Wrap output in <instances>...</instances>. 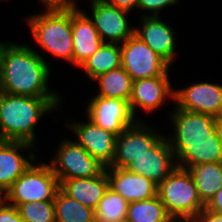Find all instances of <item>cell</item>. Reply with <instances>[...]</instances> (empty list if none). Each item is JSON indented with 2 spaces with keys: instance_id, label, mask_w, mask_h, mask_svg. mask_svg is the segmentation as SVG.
<instances>
[{
  "instance_id": "obj_25",
  "label": "cell",
  "mask_w": 222,
  "mask_h": 222,
  "mask_svg": "<svg viewBox=\"0 0 222 222\" xmlns=\"http://www.w3.org/2000/svg\"><path fill=\"white\" fill-rule=\"evenodd\" d=\"M56 222H96L95 210L58 190L55 199Z\"/></svg>"
},
{
  "instance_id": "obj_23",
  "label": "cell",
  "mask_w": 222,
  "mask_h": 222,
  "mask_svg": "<svg viewBox=\"0 0 222 222\" xmlns=\"http://www.w3.org/2000/svg\"><path fill=\"white\" fill-rule=\"evenodd\" d=\"M201 201L207 205L222 187V162L198 164L188 168Z\"/></svg>"
},
{
  "instance_id": "obj_19",
  "label": "cell",
  "mask_w": 222,
  "mask_h": 222,
  "mask_svg": "<svg viewBox=\"0 0 222 222\" xmlns=\"http://www.w3.org/2000/svg\"><path fill=\"white\" fill-rule=\"evenodd\" d=\"M85 12L80 8L72 9L73 65L78 68L104 43Z\"/></svg>"
},
{
  "instance_id": "obj_5",
  "label": "cell",
  "mask_w": 222,
  "mask_h": 222,
  "mask_svg": "<svg viewBox=\"0 0 222 222\" xmlns=\"http://www.w3.org/2000/svg\"><path fill=\"white\" fill-rule=\"evenodd\" d=\"M39 162V163H38ZM38 163V164H36ZM60 182L49 163L35 160L2 197L8 204L54 201Z\"/></svg>"
},
{
  "instance_id": "obj_26",
  "label": "cell",
  "mask_w": 222,
  "mask_h": 222,
  "mask_svg": "<svg viewBox=\"0 0 222 222\" xmlns=\"http://www.w3.org/2000/svg\"><path fill=\"white\" fill-rule=\"evenodd\" d=\"M126 222H174L157 196L138 202H130Z\"/></svg>"
},
{
  "instance_id": "obj_24",
  "label": "cell",
  "mask_w": 222,
  "mask_h": 222,
  "mask_svg": "<svg viewBox=\"0 0 222 222\" xmlns=\"http://www.w3.org/2000/svg\"><path fill=\"white\" fill-rule=\"evenodd\" d=\"M93 81L97 83V88H99L97 96L122 99L129 102L133 81L122 66L101 74Z\"/></svg>"
},
{
  "instance_id": "obj_20",
  "label": "cell",
  "mask_w": 222,
  "mask_h": 222,
  "mask_svg": "<svg viewBox=\"0 0 222 222\" xmlns=\"http://www.w3.org/2000/svg\"><path fill=\"white\" fill-rule=\"evenodd\" d=\"M109 187L125 200L138 202L157 196L158 185L143 175L129 172L125 168L105 167Z\"/></svg>"
},
{
  "instance_id": "obj_32",
  "label": "cell",
  "mask_w": 222,
  "mask_h": 222,
  "mask_svg": "<svg viewBox=\"0 0 222 222\" xmlns=\"http://www.w3.org/2000/svg\"><path fill=\"white\" fill-rule=\"evenodd\" d=\"M192 222H222V214L204 208Z\"/></svg>"
},
{
  "instance_id": "obj_1",
  "label": "cell",
  "mask_w": 222,
  "mask_h": 222,
  "mask_svg": "<svg viewBox=\"0 0 222 222\" xmlns=\"http://www.w3.org/2000/svg\"><path fill=\"white\" fill-rule=\"evenodd\" d=\"M39 52L23 43L0 42V92L32 97H62L50 90L51 68Z\"/></svg>"
},
{
  "instance_id": "obj_35",
  "label": "cell",
  "mask_w": 222,
  "mask_h": 222,
  "mask_svg": "<svg viewBox=\"0 0 222 222\" xmlns=\"http://www.w3.org/2000/svg\"><path fill=\"white\" fill-rule=\"evenodd\" d=\"M216 127L219 134V137L222 140V114L218 117H215Z\"/></svg>"
},
{
  "instance_id": "obj_9",
  "label": "cell",
  "mask_w": 222,
  "mask_h": 222,
  "mask_svg": "<svg viewBox=\"0 0 222 222\" xmlns=\"http://www.w3.org/2000/svg\"><path fill=\"white\" fill-rule=\"evenodd\" d=\"M86 118L106 131L118 136L139 119L134 116L126 100L95 95L86 105Z\"/></svg>"
},
{
  "instance_id": "obj_7",
  "label": "cell",
  "mask_w": 222,
  "mask_h": 222,
  "mask_svg": "<svg viewBox=\"0 0 222 222\" xmlns=\"http://www.w3.org/2000/svg\"><path fill=\"white\" fill-rule=\"evenodd\" d=\"M120 46L121 66L132 81L169 74L171 66L135 34Z\"/></svg>"
},
{
  "instance_id": "obj_18",
  "label": "cell",
  "mask_w": 222,
  "mask_h": 222,
  "mask_svg": "<svg viewBox=\"0 0 222 222\" xmlns=\"http://www.w3.org/2000/svg\"><path fill=\"white\" fill-rule=\"evenodd\" d=\"M168 142L179 168L222 162V140L219 136H213V140Z\"/></svg>"
},
{
  "instance_id": "obj_12",
  "label": "cell",
  "mask_w": 222,
  "mask_h": 222,
  "mask_svg": "<svg viewBox=\"0 0 222 222\" xmlns=\"http://www.w3.org/2000/svg\"><path fill=\"white\" fill-rule=\"evenodd\" d=\"M174 102L181 110L218 117L222 114V85L198 82L174 89Z\"/></svg>"
},
{
  "instance_id": "obj_4",
  "label": "cell",
  "mask_w": 222,
  "mask_h": 222,
  "mask_svg": "<svg viewBox=\"0 0 222 222\" xmlns=\"http://www.w3.org/2000/svg\"><path fill=\"white\" fill-rule=\"evenodd\" d=\"M157 195L174 222H192L206 207L188 169L176 167L158 185Z\"/></svg>"
},
{
  "instance_id": "obj_2",
  "label": "cell",
  "mask_w": 222,
  "mask_h": 222,
  "mask_svg": "<svg viewBox=\"0 0 222 222\" xmlns=\"http://www.w3.org/2000/svg\"><path fill=\"white\" fill-rule=\"evenodd\" d=\"M62 97H32L0 92V132L5 141L35 146V128L46 113L61 106Z\"/></svg>"
},
{
  "instance_id": "obj_10",
  "label": "cell",
  "mask_w": 222,
  "mask_h": 222,
  "mask_svg": "<svg viewBox=\"0 0 222 222\" xmlns=\"http://www.w3.org/2000/svg\"><path fill=\"white\" fill-rule=\"evenodd\" d=\"M92 16L100 38L104 43L122 44L134 34L135 28L130 26V12L115 7L105 0H90Z\"/></svg>"
},
{
  "instance_id": "obj_15",
  "label": "cell",
  "mask_w": 222,
  "mask_h": 222,
  "mask_svg": "<svg viewBox=\"0 0 222 222\" xmlns=\"http://www.w3.org/2000/svg\"><path fill=\"white\" fill-rule=\"evenodd\" d=\"M169 117L174 133L172 137L166 135L168 141L213 140V136H219L213 116L181 110L175 106Z\"/></svg>"
},
{
  "instance_id": "obj_11",
  "label": "cell",
  "mask_w": 222,
  "mask_h": 222,
  "mask_svg": "<svg viewBox=\"0 0 222 222\" xmlns=\"http://www.w3.org/2000/svg\"><path fill=\"white\" fill-rule=\"evenodd\" d=\"M69 121L70 123L68 122L64 125L76 135V140L74 141L84 147L102 165L105 167L110 166L115 157L117 136L99 127L88 118H86L87 122Z\"/></svg>"
},
{
  "instance_id": "obj_22",
  "label": "cell",
  "mask_w": 222,
  "mask_h": 222,
  "mask_svg": "<svg viewBox=\"0 0 222 222\" xmlns=\"http://www.w3.org/2000/svg\"><path fill=\"white\" fill-rule=\"evenodd\" d=\"M88 80L110 70L121 67V46L116 43H103L101 47L80 66Z\"/></svg>"
},
{
  "instance_id": "obj_29",
  "label": "cell",
  "mask_w": 222,
  "mask_h": 222,
  "mask_svg": "<svg viewBox=\"0 0 222 222\" xmlns=\"http://www.w3.org/2000/svg\"><path fill=\"white\" fill-rule=\"evenodd\" d=\"M179 0H140L139 4L137 6V9H140L142 11H146L145 14H142V16H160L159 12L167 7H170L171 5L175 6L178 5ZM150 13V14H149Z\"/></svg>"
},
{
  "instance_id": "obj_13",
  "label": "cell",
  "mask_w": 222,
  "mask_h": 222,
  "mask_svg": "<svg viewBox=\"0 0 222 222\" xmlns=\"http://www.w3.org/2000/svg\"><path fill=\"white\" fill-rule=\"evenodd\" d=\"M35 148L36 146L34 147L30 143L19 141H4L0 145V195L2 197L28 167L38 159L33 153L37 152ZM23 151L26 153L29 151L26 158L21 154Z\"/></svg>"
},
{
  "instance_id": "obj_16",
  "label": "cell",
  "mask_w": 222,
  "mask_h": 222,
  "mask_svg": "<svg viewBox=\"0 0 222 222\" xmlns=\"http://www.w3.org/2000/svg\"><path fill=\"white\" fill-rule=\"evenodd\" d=\"M169 98L174 101V89L169 75L139 79L132 82V93L129 104L134 116L139 107L144 113H151Z\"/></svg>"
},
{
  "instance_id": "obj_34",
  "label": "cell",
  "mask_w": 222,
  "mask_h": 222,
  "mask_svg": "<svg viewBox=\"0 0 222 222\" xmlns=\"http://www.w3.org/2000/svg\"><path fill=\"white\" fill-rule=\"evenodd\" d=\"M111 5L120 9L131 12L133 9H137L140 0H105Z\"/></svg>"
},
{
  "instance_id": "obj_21",
  "label": "cell",
  "mask_w": 222,
  "mask_h": 222,
  "mask_svg": "<svg viewBox=\"0 0 222 222\" xmlns=\"http://www.w3.org/2000/svg\"><path fill=\"white\" fill-rule=\"evenodd\" d=\"M109 187V179L104 169L98 176L65 179L60 189L69 197L95 210Z\"/></svg>"
},
{
  "instance_id": "obj_3",
  "label": "cell",
  "mask_w": 222,
  "mask_h": 222,
  "mask_svg": "<svg viewBox=\"0 0 222 222\" xmlns=\"http://www.w3.org/2000/svg\"><path fill=\"white\" fill-rule=\"evenodd\" d=\"M26 23L40 48L73 65L72 9L45 10Z\"/></svg>"
},
{
  "instance_id": "obj_27",
  "label": "cell",
  "mask_w": 222,
  "mask_h": 222,
  "mask_svg": "<svg viewBox=\"0 0 222 222\" xmlns=\"http://www.w3.org/2000/svg\"><path fill=\"white\" fill-rule=\"evenodd\" d=\"M129 202L108 187L95 209L96 222H126Z\"/></svg>"
},
{
  "instance_id": "obj_28",
  "label": "cell",
  "mask_w": 222,
  "mask_h": 222,
  "mask_svg": "<svg viewBox=\"0 0 222 222\" xmlns=\"http://www.w3.org/2000/svg\"><path fill=\"white\" fill-rule=\"evenodd\" d=\"M23 222H56L54 201H37L16 206Z\"/></svg>"
},
{
  "instance_id": "obj_14",
  "label": "cell",
  "mask_w": 222,
  "mask_h": 222,
  "mask_svg": "<svg viewBox=\"0 0 222 222\" xmlns=\"http://www.w3.org/2000/svg\"><path fill=\"white\" fill-rule=\"evenodd\" d=\"M176 167V158L165 135L146 154L136 158L125 169L143 175L159 185Z\"/></svg>"
},
{
  "instance_id": "obj_17",
  "label": "cell",
  "mask_w": 222,
  "mask_h": 222,
  "mask_svg": "<svg viewBox=\"0 0 222 222\" xmlns=\"http://www.w3.org/2000/svg\"><path fill=\"white\" fill-rule=\"evenodd\" d=\"M160 18V16H142L140 28L134 27V34L172 67L177 45L175 29Z\"/></svg>"
},
{
  "instance_id": "obj_33",
  "label": "cell",
  "mask_w": 222,
  "mask_h": 222,
  "mask_svg": "<svg viewBox=\"0 0 222 222\" xmlns=\"http://www.w3.org/2000/svg\"><path fill=\"white\" fill-rule=\"evenodd\" d=\"M207 210L222 214V187L205 207Z\"/></svg>"
},
{
  "instance_id": "obj_36",
  "label": "cell",
  "mask_w": 222,
  "mask_h": 222,
  "mask_svg": "<svg viewBox=\"0 0 222 222\" xmlns=\"http://www.w3.org/2000/svg\"><path fill=\"white\" fill-rule=\"evenodd\" d=\"M5 141V139L3 138L1 132H0V145Z\"/></svg>"
},
{
  "instance_id": "obj_6",
  "label": "cell",
  "mask_w": 222,
  "mask_h": 222,
  "mask_svg": "<svg viewBox=\"0 0 222 222\" xmlns=\"http://www.w3.org/2000/svg\"><path fill=\"white\" fill-rule=\"evenodd\" d=\"M55 152L56 155L52 157L49 165L59 182L65 179L98 176L105 169L104 165L73 139L65 138L60 141Z\"/></svg>"
},
{
  "instance_id": "obj_31",
  "label": "cell",
  "mask_w": 222,
  "mask_h": 222,
  "mask_svg": "<svg viewBox=\"0 0 222 222\" xmlns=\"http://www.w3.org/2000/svg\"><path fill=\"white\" fill-rule=\"evenodd\" d=\"M47 10L77 8L76 0H39ZM76 2V3H75Z\"/></svg>"
},
{
  "instance_id": "obj_8",
  "label": "cell",
  "mask_w": 222,
  "mask_h": 222,
  "mask_svg": "<svg viewBox=\"0 0 222 222\" xmlns=\"http://www.w3.org/2000/svg\"><path fill=\"white\" fill-rule=\"evenodd\" d=\"M165 134L156 131L144 121H137L116 138L115 157L109 167L126 168L136 158L146 154Z\"/></svg>"
},
{
  "instance_id": "obj_30",
  "label": "cell",
  "mask_w": 222,
  "mask_h": 222,
  "mask_svg": "<svg viewBox=\"0 0 222 222\" xmlns=\"http://www.w3.org/2000/svg\"><path fill=\"white\" fill-rule=\"evenodd\" d=\"M0 222H23L17 208L3 198L0 200Z\"/></svg>"
}]
</instances>
